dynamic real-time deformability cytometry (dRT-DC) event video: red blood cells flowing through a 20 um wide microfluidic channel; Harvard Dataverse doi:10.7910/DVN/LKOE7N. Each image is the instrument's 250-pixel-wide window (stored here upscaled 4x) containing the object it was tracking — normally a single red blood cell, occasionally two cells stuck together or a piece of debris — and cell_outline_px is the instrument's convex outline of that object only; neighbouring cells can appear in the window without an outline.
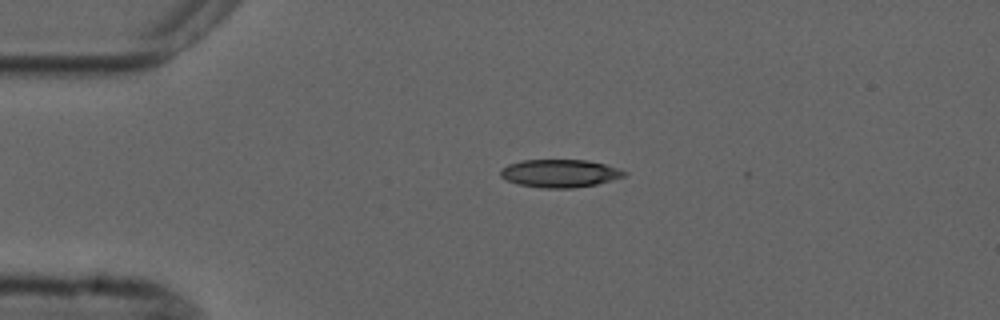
{"species": "common noctule bat (a hibernating species)", "species_latin": "Nyctalus noctula", "temperature_condition": "cold", "stored_images_in_passage": 2, "camera_frame_rate_fps": 3000, "um_per_image_px": 0.085, "animal": {"sex": "male", "forearm_length_mm": 52.5}, "frame": {"image": 1, "passage_image": 2, "time_ms": 2.333, "image_size_px": [1000, 320], "cell_outline_px": [[628, 172], [624, 176], [596, 184], [572, 188], [540, 188], [520, 184], [508, 180], [500, 176], [500, 172], [508, 164], [520, 160], [588, 160], [604, 164]], "centroid_in_image_um": [47.57, 14.73], "position_along_channel_um": 37.4, "area_um2": 19.88}}